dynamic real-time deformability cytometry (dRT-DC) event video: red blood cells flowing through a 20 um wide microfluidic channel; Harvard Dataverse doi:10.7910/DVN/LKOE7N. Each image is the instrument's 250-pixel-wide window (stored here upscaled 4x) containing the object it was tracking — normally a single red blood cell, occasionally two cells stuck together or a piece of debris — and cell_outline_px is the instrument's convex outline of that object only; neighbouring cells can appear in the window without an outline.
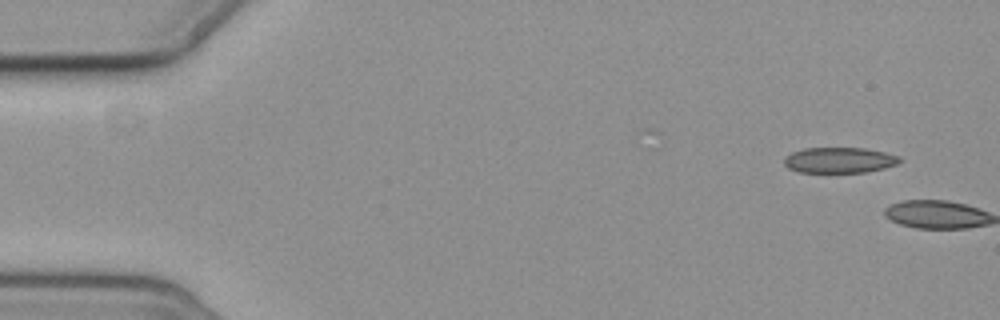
{"species": "common noctule bat (a hibernating species)", "species_latin": "Nyctalus noctula", "temperature_condition": "cold", "stored_images_in_passage": 2, "camera_frame_rate_fps": 3000, "um_per_image_px": 0.085, "animal": {"sex": "female", "body_mass_g": 19.3, "forearm_length_mm": 54.1}, "frame": {"image": 1, "passage_image": 1, "time_ms": 0.0, "image_size_px": [1000, 320], "cell_outline_px": [[904, 160], [896, 164], [884, 168], [864, 172], [800, 172], [788, 168], [784, 164], [784, 156], [792, 152], [804, 148], [864, 148], [884, 152], [900, 156]], "centroid_in_image_um": [71.35, 13.61], "position_along_channel_um": 13.7, "area_um2": 17.28}}